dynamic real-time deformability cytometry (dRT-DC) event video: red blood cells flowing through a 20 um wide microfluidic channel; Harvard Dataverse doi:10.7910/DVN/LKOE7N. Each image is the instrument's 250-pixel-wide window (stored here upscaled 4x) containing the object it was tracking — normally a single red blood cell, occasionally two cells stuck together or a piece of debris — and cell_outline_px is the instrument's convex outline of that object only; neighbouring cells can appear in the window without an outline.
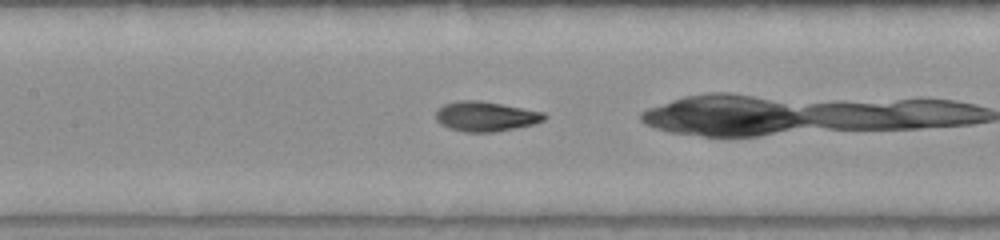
{"species": "common noctule bat (a hibernating species)", "species_latin": "Nyctalus noctula", "temperature_condition": "warm", "stored_images_in_passage": 36, "camera_frame_rate_fps": 3000, "um_per_image_px": 0.085, "animal": {"sex": "female", "body_mass_g": 22.0, "forearm_length_mm": 56.7}, "frame": {"image": 1, "passage_image": 20, "time_ms": 6.333, "image_size_px": [1000, 240], "cell_outline_px": [[548, 116], [544, 120], [536, 124], [516, 128], [492, 132], [464, 132], [440, 124], [436, 120], [436, 112], [444, 104], [460, 100], [480, 100], [544, 112]], "centroid_in_image_um": [41.31, 9.89], "position_along_channel_um": 166.1, "area_um2": 18.84}}
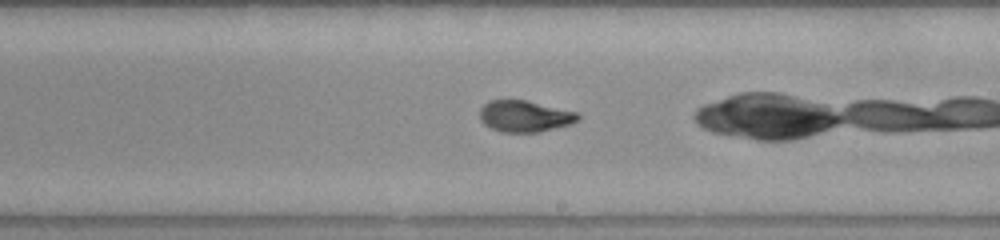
{"frame": {"image": 2, "passage_image": 26, "time_ms": 8.333, "image_size_px": [1000, 240], "cell_outline_px": [[580, 116], [576, 120], [568, 124], [540, 132], [500, 132], [484, 124], [480, 120], [480, 108], [488, 100], [524, 100], [576, 112]], "centroid_in_image_um": [44.53, 9.88], "position_along_channel_um": 244.5, "area_um2": 17.69}}
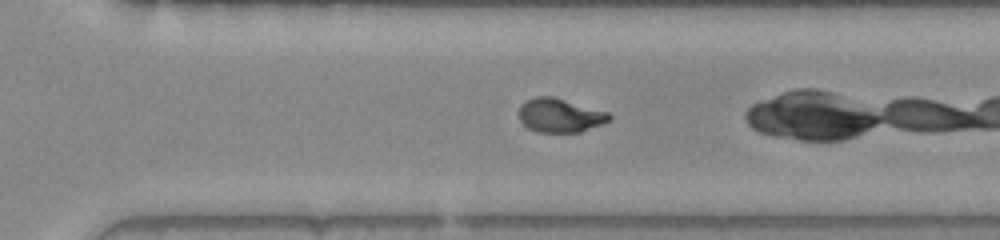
{"frame": {"image": 3, "passage_image": 32, "time_ms": 10.333, "image_size_px": [1000, 240], "cell_outline_px": [[612, 120], [580, 132], [536, 132], [528, 128], [520, 120], [520, 104], [536, 96], [552, 96], [608, 112], [612, 116]], "centroid_in_image_um": [47.61, 9.81], "position_along_channel_um": 323.0, "area_um2": 17.74}}